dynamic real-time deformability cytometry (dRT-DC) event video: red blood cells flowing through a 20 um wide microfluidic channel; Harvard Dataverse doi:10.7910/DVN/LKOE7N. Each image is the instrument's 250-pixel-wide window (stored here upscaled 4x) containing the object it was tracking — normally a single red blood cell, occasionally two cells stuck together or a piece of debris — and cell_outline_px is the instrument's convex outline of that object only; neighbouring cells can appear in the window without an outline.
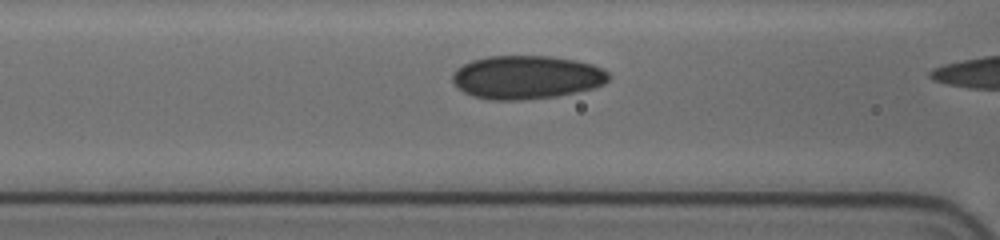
{"species": "human", "species_latin": "Homo sapiens", "temperature_condition": "cold", "stored_images_in_passage": 9, "camera_frame_rate_fps": 3000, "um_per_image_px": 0.085, "donor": {"sex": "female"}, "frame": {"image": 1, "passage_image": 8, "time_ms": 2.333, "image_size_px": [1000, 240], "cell_outline_px": [[608, 80], [604, 84], [592, 88], [576, 92], [556, 96], [520, 100], [492, 100], [472, 96], [464, 92], [452, 80], [452, 72], [456, 68], [472, 60], [488, 56], [552, 56], [576, 60], [592, 64], [608, 72]], "centroid_in_image_um": [44.74, 6.56], "position_along_channel_um": 121.9, "area_um2": 39.48}}